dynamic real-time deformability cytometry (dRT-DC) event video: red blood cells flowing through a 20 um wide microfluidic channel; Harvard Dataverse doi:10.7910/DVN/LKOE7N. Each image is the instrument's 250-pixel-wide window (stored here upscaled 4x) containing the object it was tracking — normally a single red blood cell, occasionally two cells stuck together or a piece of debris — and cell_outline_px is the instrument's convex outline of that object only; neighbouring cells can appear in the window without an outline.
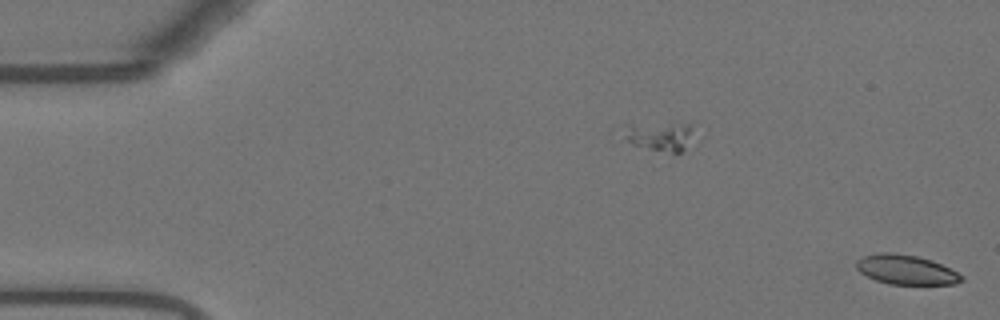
{"species": "Egyptian fruit bat (a non-hibernating species)", "species_latin": "Rousettus aegyptiacus", "temperature_condition": "warm", "stored_images_in_passage": 12, "segment_of_instrument_passage": [2, 2], "camera_frame_rate_fps": 3000, "um_per_image_px": 0.085, "animal": {"sex": "female"}, "frame": {"image": 1, "passage_image": 12, "time_ms": 3.667, "image_size_px": [1000, 320], "cell_outline_px": [[964, 280], [956, 284], [888, 284], [876, 280], [860, 272], [856, 268], [856, 260], [864, 256], [876, 252], [896, 252], [916, 256], [932, 260], [964, 276]], "centroid_in_image_um": [77.0, 22.91], "position_along_channel_um": 8.0, "area_um2": 18.15}}